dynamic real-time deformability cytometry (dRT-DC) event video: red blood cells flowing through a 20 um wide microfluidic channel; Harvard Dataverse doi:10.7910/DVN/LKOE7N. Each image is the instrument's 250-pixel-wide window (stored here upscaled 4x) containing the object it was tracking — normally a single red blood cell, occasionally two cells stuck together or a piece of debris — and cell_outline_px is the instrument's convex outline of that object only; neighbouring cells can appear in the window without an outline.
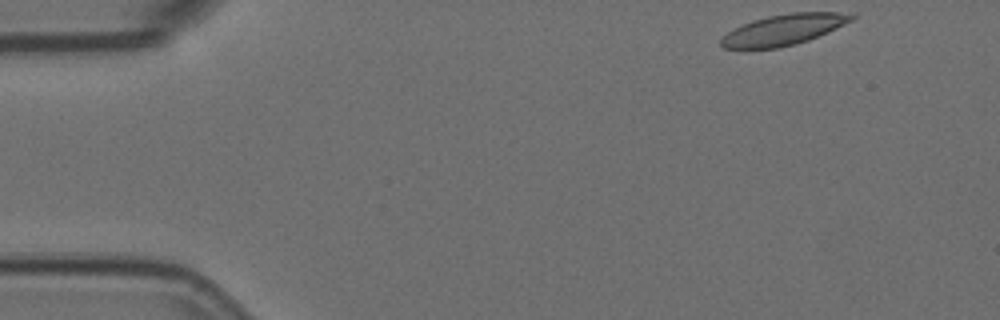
{"species": "Egyptian fruit bat (a non-hibernating species)", "species_latin": "Rousettus aegyptiacus", "temperature_condition": "room temperature", "stored_images_in_passage": 52, "camera_frame_rate_fps": 3000, "um_per_image_px": 0.085, "animal": {"sex": "female"}, "frame": {"image": 1, "passage_image": 1, "time_ms": 0.0, "image_size_px": [1000, 320], "cell_outline_px": [[856, 16], [852, 20], [828, 32], [808, 40], [796, 44], [776, 48], [724, 48], [720, 44], [720, 40], [732, 28], [752, 20], [768, 16], [792, 12], [836, 12]], "centroid_in_image_um": [66.57, 2.52], "position_along_channel_um": 18.4, "area_um2": 23.12}}
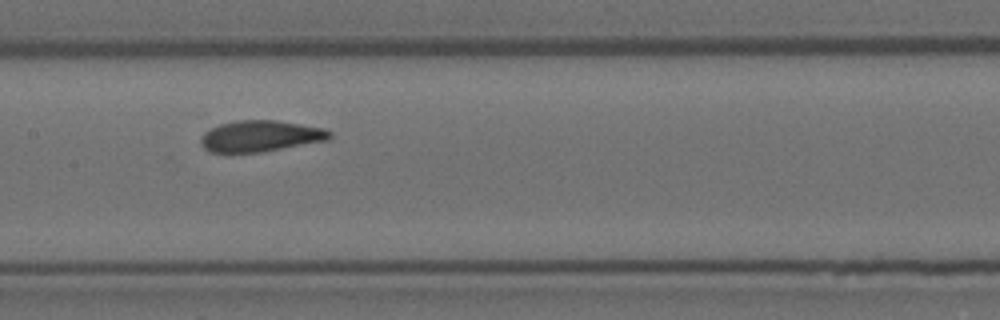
{"frame": {"image": 2, "passage_image": 23, "time_ms": 7.333, "image_size_px": [1000, 320], "cell_outline_px": [[332, 136], [328, 140], [260, 152], [208, 152], [200, 144], [200, 140], [204, 132], [220, 124], [236, 120], [276, 120], [328, 128], [332, 132]], "centroid_in_image_um": [22.17, 11.56], "position_along_channel_um": 185.2, "area_um2": 23.52}}
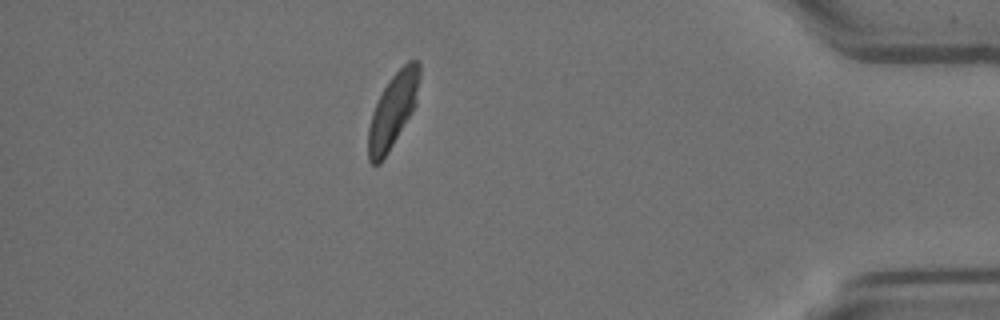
{"frame": {"image": 3, "passage_image": 45, "time_ms": 14.667, "image_size_px": [1000, 320], "cell_outline_px": [[420, 76], [416, 104], [388, 152], [380, 164], [372, 164], [368, 160], [368, 128], [372, 112], [388, 80], [408, 60], [416, 60], [420, 64]], "centroid_in_image_um": [33.39, 9.38], "position_along_channel_um": 401.8, "area_um2": 21.85}, "authors_computed_cell_mechanics": {"area_um2": 23.6402, "velocity_mm_per_s": 3.5603, "shape_relaxation_time_tau1_ms": 4.136, "shape_relaxation_time_tau2_ms": null, "deformation_change_tau1": 0.1317, "deformation_change_tau2": null}}